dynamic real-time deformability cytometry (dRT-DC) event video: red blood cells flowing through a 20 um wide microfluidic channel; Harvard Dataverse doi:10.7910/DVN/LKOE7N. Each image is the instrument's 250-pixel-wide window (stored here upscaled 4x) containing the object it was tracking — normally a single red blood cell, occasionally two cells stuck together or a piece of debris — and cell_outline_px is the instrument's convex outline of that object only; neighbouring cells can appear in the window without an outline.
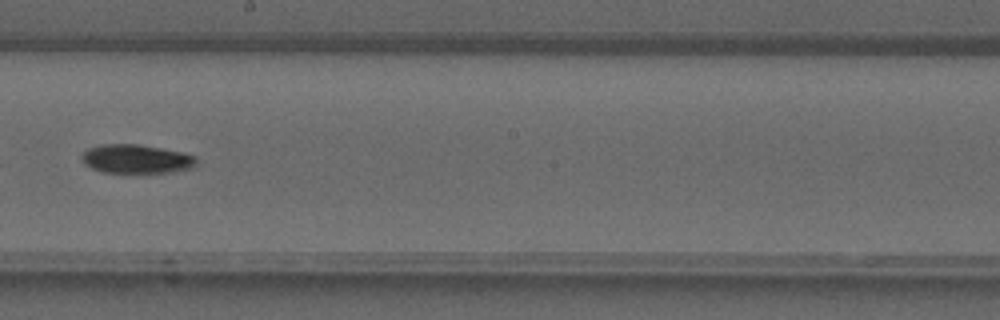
{"species": "common noctule bat (a hibernating species)", "species_latin": "Nyctalus noctula", "temperature_condition": "warm", "stored_images_in_passage": 40, "camera_frame_rate_fps": 3000, "um_per_image_px": 0.085, "animal": {"sex": "male", "forearm_length_mm": 52.5}, "frame": {"image": 1, "passage_image": 23, "time_ms": 7.333, "image_size_px": [1000, 320], "cell_outline_px": [[196, 164], [192, 168], [168, 172], [100, 172], [84, 164], [80, 156], [88, 148], [100, 144], [136, 144], [184, 152], [196, 156]], "centroid_in_image_um": [11.56, 13.5], "position_along_channel_um": 236.6, "area_um2": 19.25}}
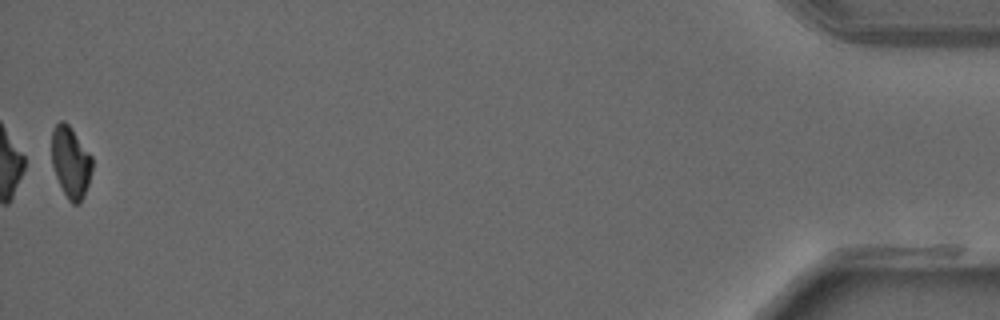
{"frame": {"image": 2, "passage_image": 40, "time_ms": 13.0, "image_size_px": [1000, 320], "cell_outline_px": [[92, 168], [88, 184], [80, 204], [72, 204], [68, 200], [56, 176], [52, 164], [52, 132], [56, 124], [60, 120], [64, 120], [72, 128], [92, 156]], "centroid_in_image_um": [6.01, 13.77], "position_along_channel_um": 429.2, "area_um2": 16.76}}